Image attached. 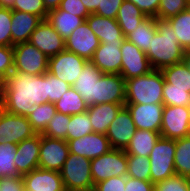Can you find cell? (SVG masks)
<instances>
[{"label":"cell","instance_id":"1","mask_svg":"<svg viewBox=\"0 0 190 191\" xmlns=\"http://www.w3.org/2000/svg\"><path fill=\"white\" fill-rule=\"evenodd\" d=\"M0 102L5 111L27 117L33 107L48 102L47 72L34 76L12 71L0 86Z\"/></svg>","mask_w":190,"mask_h":191},{"label":"cell","instance_id":"2","mask_svg":"<svg viewBox=\"0 0 190 191\" xmlns=\"http://www.w3.org/2000/svg\"><path fill=\"white\" fill-rule=\"evenodd\" d=\"M186 51L178 43L168 20L157 19V32L150 42L147 58L154 70H161L185 60Z\"/></svg>","mask_w":190,"mask_h":191},{"label":"cell","instance_id":"3","mask_svg":"<svg viewBox=\"0 0 190 191\" xmlns=\"http://www.w3.org/2000/svg\"><path fill=\"white\" fill-rule=\"evenodd\" d=\"M164 77L160 70L125 80V104H163Z\"/></svg>","mask_w":190,"mask_h":191},{"label":"cell","instance_id":"4","mask_svg":"<svg viewBox=\"0 0 190 191\" xmlns=\"http://www.w3.org/2000/svg\"><path fill=\"white\" fill-rule=\"evenodd\" d=\"M91 159L69 153L60 171L66 191H93Z\"/></svg>","mask_w":190,"mask_h":191},{"label":"cell","instance_id":"5","mask_svg":"<svg viewBox=\"0 0 190 191\" xmlns=\"http://www.w3.org/2000/svg\"><path fill=\"white\" fill-rule=\"evenodd\" d=\"M175 140L160 137L149 155L150 181L155 185L176 174L174 167Z\"/></svg>","mask_w":190,"mask_h":191},{"label":"cell","instance_id":"6","mask_svg":"<svg viewBox=\"0 0 190 191\" xmlns=\"http://www.w3.org/2000/svg\"><path fill=\"white\" fill-rule=\"evenodd\" d=\"M91 176L94 185L111 177L127 176V154L121 149L91 159Z\"/></svg>","mask_w":190,"mask_h":191},{"label":"cell","instance_id":"7","mask_svg":"<svg viewBox=\"0 0 190 191\" xmlns=\"http://www.w3.org/2000/svg\"><path fill=\"white\" fill-rule=\"evenodd\" d=\"M13 50V71L34 76L48 72V57L30 42L16 44Z\"/></svg>","mask_w":190,"mask_h":191},{"label":"cell","instance_id":"8","mask_svg":"<svg viewBox=\"0 0 190 191\" xmlns=\"http://www.w3.org/2000/svg\"><path fill=\"white\" fill-rule=\"evenodd\" d=\"M87 62L86 59L65 49L48 58V72L72 87Z\"/></svg>","mask_w":190,"mask_h":191},{"label":"cell","instance_id":"9","mask_svg":"<svg viewBox=\"0 0 190 191\" xmlns=\"http://www.w3.org/2000/svg\"><path fill=\"white\" fill-rule=\"evenodd\" d=\"M190 131V106L164 105L161 137L168 139H180L189 136Z\"/></svg>","mask_w":190,"mask_h":191},{"label":"cell","instance_id":"10","mask_svg":"<svg viewBox=\"0 0 190 191\" xmlns=\"http://www.w3.org/2000/svg\"><path fill=\"white\" fill-rule=\"evenodd\" d=\"M69 153L66 140L40 134L39 168L60 172Z\"/></svg>","mask_w":190,"mask_h":191},{"label":"cell","instance_id":"11","mask_svg":"<svg viewBox=\"0 0 190 191\" xmlns=\"http://www.w3.org/2000/svg\"><path fill=\"white\" fill-rule=\"evenodd\" d=\"M120 48L122 54L120 75L124 80L146 75L153 70L146 53L126 38Z\"/></svg>","mask_w":190,"mask_h":191},{"label":"cell","instance_id":"12","mask_svg":"<svg viewBox=\"0 0 190 191\" xmlns=\"http://www.w3.org/2000/svg\"><path fill=\"white\" fill-rule=\"evenodd\" d=\"M36 135L25 116L4 111L0 120V143L18 144Z\"/></svg>","mask_w":190,"mask_h":191},{"label":"cell","instance_id":"13","mask_svg":"<svg viewBox=\"0 0 190 191\" xmlns=\"http://www.w3.org/2000/svg\"><path fill=\"white\" fill-rule=\"evenodd\" d=\"M137 128L126 106H123L110 123L106 136L113 149L125 150Z\"/></svg>","mask_w":190,"mask_h":191},{"label":"cell","instance_id":"14","mask_svg":"<svg viewBox=\"0 0 190 191\" xmlns=\"http://www.w3.org/2000/svg\"><path fill=\"white\" fill-rule=\"evenodd\" d=\"M29 42L48 58L65 50V40L46 20H43L31 34Z\"/></svg>","mask_w":190,"mask_h":191},{"label":"cell","instance_id":"15","mask_svg":"<svg viewBox=\"0 0 190 191\" xmlns=\"http://www.w3.org/2000/svg\"><path fill=\"white\" fill-rule=\"evenodd\" d=\"M100 45V40L90 29L87 21L78 26L65 40V49L90 61L94 51Z\"/></svg>","mask_w":190,"mask_h":191},{"label":"cell","instance_id":"16","mask_svg":"<svg viewBox=\"0 0 190 191\" xmlns=\"http://www.w3.org/2000/svg\"><path fill=\"white\" fill-rule=\"evenodd\" d=\"M66 141L70 153L88 159L97 158L112 149L107 136L101 133H91L74 140Z\"/></svg>","mask_w":190,"mask_h":191},{"label":"cell","instance_id":"17","mask_svg":"<svg viewBox=\"0 0 190 191\" xmlns=\"http://www.w3.org/2000/svg\"><path fill=\"white\" fill-rule=\"evenodd\" d=\"M139 130L160 132L164 104H125Z\"/></svg>","mask_w":190,"mask_h":191},{"label":"cell","instance_id":"18","mask_svg":"<svg viewBox=\"0 0 190 191\" xmlns=\"http://www.w3.org/2000/svg\"><path fill=\"white\" fill-rule=\"evenodd\" d=\"M125 104V80L120 74L103 73L97 82L96 105Z\"/></svg>","mask_w":190,"mask_h":191},{"label":"cell","instance_id":"19","mask_svg":"<svg viewBox=\"0 0 190 191\" xmlns=\"http://www.w3.org/2000/svg\"><path fill=\"white\" fill-rule=\"evenodd\" d=\"M22 179L25 191H66L59 171L36 168Z\"/></svg>","mask_w":190,"mask_h":191},{"label":"cell","instance_id":"20","mask_svg":"<svg viewBox=\"0 0 190 191\" xmlns=\"http://www.w3.org/2000/svg\"><path fill=\"white\" fill-rule=\"evenodd\" d=\"M123 42H102L90 60L102 73L120 74L122 65L121 46Z\"/></svg>","mask_w":190,"mask_h":191},{"label":"cell","instance_id":"21","mask_svg":"<svg viewBox=\"0 0 190 191\" xmlns=\"http://www.w3.org/2000/svg\"><path fill=\"white\" fill-rule=\"evenodd\" d=\"M40 134L25 139L17 144L14 164L22 176L39 168Z\"/></svg>","mask_w":190,"mask_h":191},{"label":"cell","instance_id":"22","mask_svg":"<svg viewBox=\"0 0 190 191\" xmlns=\"http://www.w3.org/2000/svg\"><path fill=\"white\" fill-rule=\"evenodd\" d=\"M100 69L91 61H88L80 76L73 84V88L79 92L87 106L96 105L97 82L102 76Z\"/></svg>","mask_w":190,"mask_h":191},{"label":"cell","instance_id":"23","mask_svg":"<svg viewBox=\"0 0 190 191\" xmlns=\"http://www.w3.org/2000/svg\"><path fill=\"white\" fill-rule=\"evenodd\" d=\"M11 36L13 46L20 43L29 42L31 34L43 21L37 15L12 10Z\"/></svg>","mask_w":190,"mask_h":191},{"label":"cell","instance_id":"24","mask_svg":"<svg viewBox=\"0 0 190 191\" xmlns=\"http://www.w3.org/2000/svg\"><path fill=\"white\" fill-rule=\"evenodd\" d=\"M86 21L90 29L102 42H123L125 37L116 19L106 18L92 13Z\"/></svg>","mask_w":190,"mask_h":191},{"label":"cell","instance_id":"25","mask_svg":"<svg viewBox=\"0 0 190 191\" xmlns=\"http://www.w3.org/2000/svg\"><path fill=\"white\" fill-rule=\"evenodd\" d=\"M125 104L102 103L99 105L88 106L91 125L94 133L106 134L110 123L115 119L119 110Z\"/></svg>","mask_w":190,"mask_h":191},{"label":"cell","instance_id":"26","mask_svg":"<svg viewBox=\"0 0 190 191\" xmlns=\"http://www.w3.org/2000/svg\"><path fill=\"white\" fill-rule=\"evenodd\" d=\"M46 21L66 40L72 32L86 20L67 13L64 10L54 9L48 12Z\"/></svg>","mask_w":190,"mask_h":191},{"label":"cell","instance_id":"27","mask_svg":"<svg viewBox=\"0 0 190 191\" xmlns=\"http://www.w3.org/2000/svg\"><path fill=\"white\" fill-rule=\"evenodd\" d=\"M147 16L131 1L124 0L119 8L116 21L124 37L133 32Z\"/></svg>","mask_w":190,"mask_h":191},{"label":"cell","instance_id":"28","mask_svg":"<svg viewBox=\"0 0 190 191\" xmlns=\"http://www.w3.org/2000/svg\"><path fill=\"white\" fill-rule=\"evenodd\" d=\"M160 137V132L137 129L124 151L127 155L149 157L150 152Z\"/></svg>","mask_w":190,"mask_h":191},{"label":"cell","instance_id":"29","mask_svg":"<svg viewBox=\"0 0 190 191\" xmlns=\"http://www.w3.org/2000/svg\"><path fill=\"white\" fill-rule=\"evenodd\" d=\"M164 77V88L187 89L190 92V69L185 60L160 70Z\"/></svg>","mask_w":190,"mask_h":191},{"label":"cell","instance_id":"30","mask_svg":"<svg viewBox=\"0 0 190 191\" xmlns=\"http://www.w3.org/2000/svg\"><path fill=\"white\" fill-rule=\"evenodd\" d=\"M157 32V19L147 17L133 32L125 38L137 46L144 53L150 50V42Z\"/></svg>","mask_w":190,"mask_h":191},{"label":"cell","instance_id":"31","mask_svg":"<svg viewBox=\"0 0 190 191\" xmlns=\"http://www.w3.org/2000/svg\"><path fill=\"white\" fill-rule=\"evenodd\" d=\"M54 104L58 112L69 116L86 112L88 108L84 99L73 87L69 88Z\"/></svg>","mask_w":190,"mask_h":191},{"label":"cell","instance_id":"32","mask_svg":"<svg viewBox=\"0 0 190 191\" xmlns=\"http://www.w3.org/2000/svg\"><path fill=\"white\" fill-rule=\"evenodd\" d=\"M56 112L55 104L50 102L36 105L32 108L27 118L36 134H42L45 131L49 121Z\"/></svg>","mask_w":190,"mask_h":191},{"label":"cell","instance_id":"33","mask_svg":"<svg viewBox=\"0 0 190 191\" xmlns=\"http://www.w3.org/2000/svg\"><path fill=\"white\" fill-rule=\"evenodd\" d=\"M177 36L178 43L188 52L190 50V6L168 19Z\"/></svg>","mask_w":190,"mask_h":191},{"label":"cell","instance_id":"34","mask_svg":"<svg viewBox=\"0 0 190 191\" xmlns=\"http://www.w3.org/2000/svg\"><path fill=\"white\" fill-rule=\"evenodd\" d=\"M174 167L176 174L190 179V136L175 140Z\"/></svg>","mask_w":190,"mask_h":191},{"label":"cell","instance_id":"35","mask_svg":"<svg viewBox=\"0 0 190 191\" xmlns=\"http://www.w3.org/2000/svg\"><path fill=\"white\" fill-rule=\"evenodd\" d=\"M91 133L94 132L87 111L70 116V122L67 129V140H74Z\"/></svg>","mask_w":190,"mask_h":191},{"label":"cell","instance_id":"36","mask_svg":"<svg viewBox=\"0 0 190 191\" xmlns=\"http://www.w3.org/2000/svg\"><path fill=\"white\" fill-rule=\"evenodd\" d=\"M16 148L17 144L0 143V178L21 176L14 164Z\"/></svg>","mask_w":190,"mask_h":191},{"label":"cell","instance_id":"37","mask_svg":"<svg viewBox=\"0 0 190 191\" xmlns=\"http://www.w3.org/2000/svg\"><path fill=\"white\" fill-rule=\"evenodd\" d=\"M127 176L150 181L149 157L139 155H127Z\"/></svg>","mask_w":190,"mask_h":191},{"label":"cell","instance_id":"38","mask_svg":"<svg viewBox=\"0 0 190 191\" xmlns=\"http://www.w3.org/2000/svg\"><path fill=\"white\" fill-rule=\"evenodd\" d=\"M70 122V116L61 112H56L49 121L45 131L41 134L51 138L67 140V129Z\"/></svg>","mask_w":190,"mask_h":191},{"label":"cell","instance_id":"39","mask_svg":"<svg viewBox=\"0 0 190 191\" xmlns=\"http://www.w3.org/2000/svg\"><path fill=\"white\" fill-rule=\"evenodd\" d=\"M189 6L186 0H161L156 19L168 20Z\"/></svg>","mask_w":190,"mask_h":191},{"label":"cell","instance_id":"40","mask_svg":"<svg viewBox=\"0 0 190 191\" xmlns=\"http://www.w3.org/2000/svg\"><path fill=\"white\" fill-rule=\"evenodd\" d=\"M163 104L168 106H190V92L187 89L163 88Z\"/></svg>","mask_w":190,"mask_h":191},{"label":"cell","instance_id":"41","mask_svg":"<svg viewBox=\"0 0 190 191\" xmlns=\"http://www.w3.org/2000/svg\"><path fill=\"white\" fill-rule=\"evenodd\" d=\"M155 191H190V179L174 174L154 185Z\"/></svg>","mask_w":190,"mask_h":191},{"label":"cell","instance_id":"42","mask_svg":"<svg viewBox=\"0 0 190 191\" xmlns=\"http://www.w3.org/2000/svg\"><path fill=\"white\" fill-rule=\"evenodd\" d=\"M11 10L37 15L43 20H46L48 14L43 0H15L14 7Z\"/></svg>","mask_w":190,"mask_h":191},{"label":"cell","instance_id":"43","mask_svg":"<svg viewBox=\"0 0 190 191\" xmlns=\"http://www.w3.org/2000/svg\"><path fill=\"white\" fill-rule=\"evenodd\" d=\"M12 10L0 7V45L13 47L11 36Z\"/></svg>","mask_w":190,"mask_h":191},{"label":"cell","instance_id":"44","mask_svg":"<svg viewBox=\"0 0 190 191\" xmlns=\"http://www.w3.org/2000/svg\"><path fill=\"white\" fill-rule=\"evenodd\" d=\"M14 70V50L10 46L0 45V86Z\"/></svg>","mask_w":190,"mask_h":191},{"label":"cell","instance_id":"45","mask_svg":"<svg viewBox=\"0 0 190 191\" xmlns=\"http://www.w3.org/2000/svg\"><path fill=\"white\" fill-rule=\"evenodd\" d=\"M71 86L47 72L48 102L55 103Z\"/></svg>","mask_w":190,"mask_h":191},{"label":"cell","instance_id":"46","mask_svg":"<svg viewBox=\"0 0 190 191\" xmlns=\"http://www.w3.org/2000/svg\"><path fill=\"white\" fill-rule=\"evenodd\" d=\"M123 1L124 0H99V7L96 9L95 14L116 19Z\"/></svg>","mask_w":190,"mask_h":191},{"label":"cell","instance_id":"47","mask_svg":"<svg viewBox=\"0 0 190 191\" xmlns=\"http://www.w3.org/2000/svg\"><path fill=\"white\" fill-rule=\"evenodd\" d=\"M126 176L111 177L94 185L93 191H125Z\"/></svg>","mask_w":190,"mask_h":191},{"label":"cell","instance_id":"48","mask_svg":"<svg viewBox=\"0 0 190 191\" xmlns=\"http://www.w3.org/2000/svg\"><path fill=\"white\" fill-rule=\"evenodd\" d=\"M57 9L82 17L85 20L90 15L81 0H62Z\"/></svg>","mask_w":190,"mask_h":191},{"label":"cell","instance_id":"49","mask_svg":"<svg viewBox=\"0 0 190 191\" xmlns=\"http://www.w3.org/2000/svg\"><path fill=\"white\" fill-rule=\"evenodd\" d=\"M135 4L147 17H157L161 0H128Z\"/></svg>","mask_w":190,"mask_h":191},{"label":"cell","instance_id":"50","mask_svg":"<svg viewBox=\"0 0 190 191\" xmlns=\"http://www.w3.org/2000/svg\"><path fill=\"white\" fill-rule=\"evenodd\" d=\"M0 191H24L22 176L0 178Z\"/></svg>","mask_w":190,"mask_h":191},{"label":"cell","instance_id":"51","mask_svg":"<svg viewBox=\"0 0 190 191\" xmlns=\"http://www.w3.org/2000/svg\"><path fill=\"white\" fill-rule=\"evenodd\" d=\"M125 191H155V188L151 181L126 176Z\"/></svg>","mask_w":190,"mask_h":191},{"label":"cell","instance_id":"52","mask_svg":"<svg viewBox=\"0 0 190 191\" xmlns=\"http://www.w3.org/2000/svg\"><path fill=\"white\" fill-rule=\"evenodd\" d=\"M87 11L92 14L95 13L99 7V0H81Z\"/></svg>","mask_w":190,"mask_h":191},{"label":"cell","instance_id":"53","mask_svg":"<svg viewBox=\"0 0 190 191\" xmlns=\"http://www.w3.org/2000/svg\"><path fill=\"white\" fill-rule=\"evenodd\" d=\"M62 0H43L46 10L49 12L51 10L57 9Z\"/></svg>","mask_w":190,"mask_h":191},{"label":"cell","instance_id":"54","mask_svg":"<svg viewBox=\"0 0 190 191\" xmlns=\"http://www.w3.org/2000/svg\"><path fill=\"white\" fill-rule=\"evenodd\" d=\"M15 0H0V7L12 9L14 7Z\"/></svg>","mask_w":190,"mask_h":191},{"label":"cell","instance_id":"55","mask_svg":"<svg viewBox=\"0 0 190 191\" xmlns=\"http://www.w3.org/2000/svg\"><path fill=\"white\" fill-rule=\"evenodd\" d=\"M185 61L187 62L189 69H190V53L186 52Z\"/></svg>","mask_w":190,"mask_h":191},{"label":"cell","instance_id":"56","mask_svg":"<svg viewBox=\"0 0 190 191\" xmlns=\"http://www.w3.org/2000/svg\"><path fill=\"white\" fill-rule=\"evenodd\" d=\"M4 111H5L4 107H3V105L0 102V120H1V117H2V114H3Z\"/></svg>","mask_w":190,"mask_h":191}]
</instances>
